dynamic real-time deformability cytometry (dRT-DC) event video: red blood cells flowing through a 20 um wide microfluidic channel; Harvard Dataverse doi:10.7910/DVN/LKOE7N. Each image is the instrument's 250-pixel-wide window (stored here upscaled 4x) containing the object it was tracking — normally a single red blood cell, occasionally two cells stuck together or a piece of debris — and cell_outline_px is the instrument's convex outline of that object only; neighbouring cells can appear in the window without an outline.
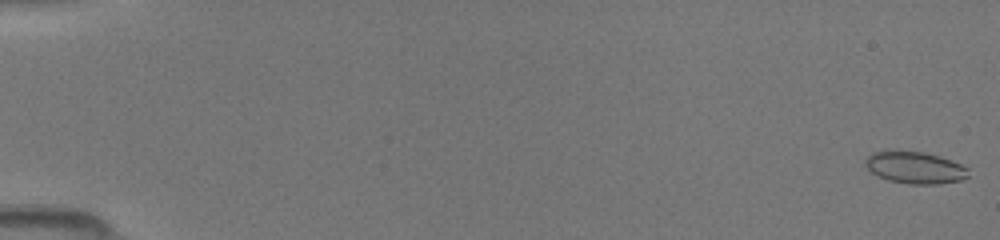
{"species": "common noctule bat (a hibernating species)", "species_latin": "Nyctalus noctula", "temperature_condition": "room temperature", "stored_images_in_passage": 50, "camera_frame_rate_fps": 3000, "um_per_image_px": 0.085, "animal": {"sex": "female", "body_mass_g": 19.5, "forearm_length_mm": 54.1}, "frame": {"image": 1, "passage_image": 1, "time_ms": 0.0, "image_size_px": [1000, 240], "cell_outline_px": [[968, 176], [960, 180], [936, 184], [908, 184], [888, 180], [872, 172], [864, 164], [864, 160], [872, 152], [884, 148], [924, 152], [940, 156], [960, 164], [968, 168]], "centroid_in_image_um": [77.71, 14.2], "position_along_channel_um": 7.3, "area_um2": 19.54}}
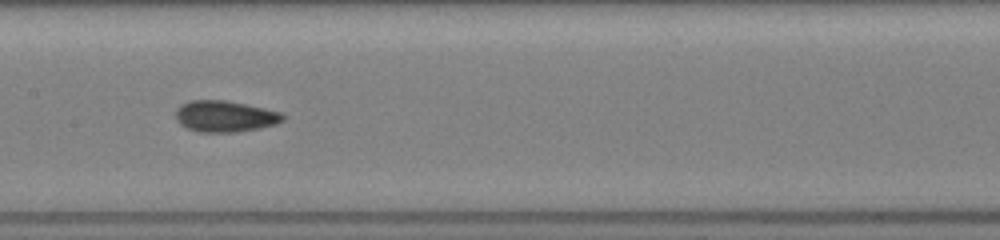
{"frame": {"image": 2, "passage_image": 26, "time_ms": 8.333, "image_size_px": [1000, 240], "cell_outline_px": [[284, 120], [276, 124], [260, 128], [236, 132], [200, 132], [188, 128], [180, 124], [176, 120], [176, 108], [180, 104], [188, 100], [228, 100], [264, 108], [280, 112], [284, 116]], "centroid_in_image_um": [19.1, 9.88], "position_along_channel_um": 188.3, "area_um2": 19.65}}
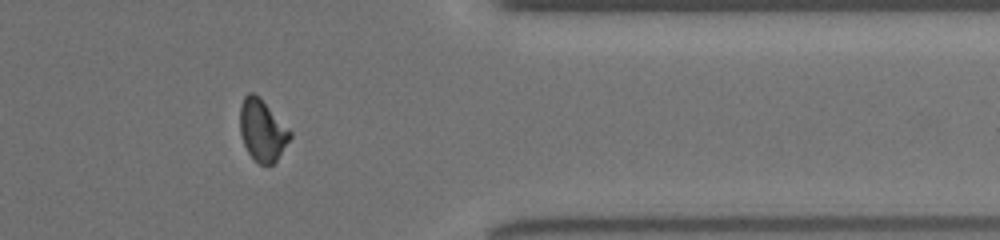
{"frame": {"image": 3, "passage_image": 41, "time_ms": 13.333, "image_size_px": [1000, 240], "cell_outline_px": [[292, 136], [276, 160], [272, 164], [260, 164], [248, 152], [244, 144], [240, 132], [240, 104], [244, 96], [248, 92], [252, 92], [260, 96], [292, 132]], "centroid_in_image_um": [22.29, 11.02], "position_along_channel_um": 389.1, "area_um2": 17.92}}